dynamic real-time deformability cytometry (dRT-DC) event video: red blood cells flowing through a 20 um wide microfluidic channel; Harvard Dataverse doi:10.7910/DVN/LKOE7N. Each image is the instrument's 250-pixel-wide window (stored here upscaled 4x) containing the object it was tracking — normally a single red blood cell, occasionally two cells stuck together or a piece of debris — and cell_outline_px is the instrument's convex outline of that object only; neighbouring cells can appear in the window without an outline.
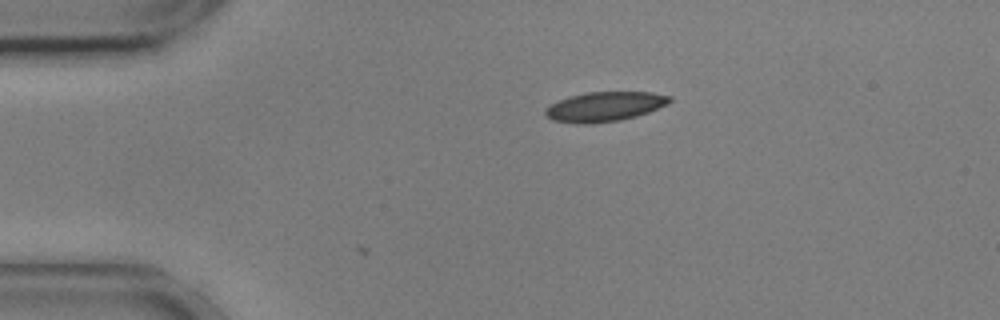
{"species": "common noctule bat (a hibernating species)", "species_latin": "Nyctalus noctula", "temperature_condition": "cold", "stored_images_in_passage": 2, "camera_frame_rate_fps": 3000, "um_per_image_px": 0.085, "animal": {"sex": "male", "body_mass_g": 17.9, "forearm_length_mm": 54.2}, "frame": {"image": 1, "passage_image": 2, "time_ms": 0.333, "image_size_px": [1000, 320], "cell_outline_px": [[672, 100], [668, 104], [648, 112], [636, 116], [620, 120], [592, 124], [576, 124], [552, 120], [544, 112], [552, 104], [568, 96], [588, 92], [652, 92], [672, 96]], "centroid_in_image_um": [51.43, 9.06], "position_along_channel_um": 33.6, "area_um2": 21.44}}